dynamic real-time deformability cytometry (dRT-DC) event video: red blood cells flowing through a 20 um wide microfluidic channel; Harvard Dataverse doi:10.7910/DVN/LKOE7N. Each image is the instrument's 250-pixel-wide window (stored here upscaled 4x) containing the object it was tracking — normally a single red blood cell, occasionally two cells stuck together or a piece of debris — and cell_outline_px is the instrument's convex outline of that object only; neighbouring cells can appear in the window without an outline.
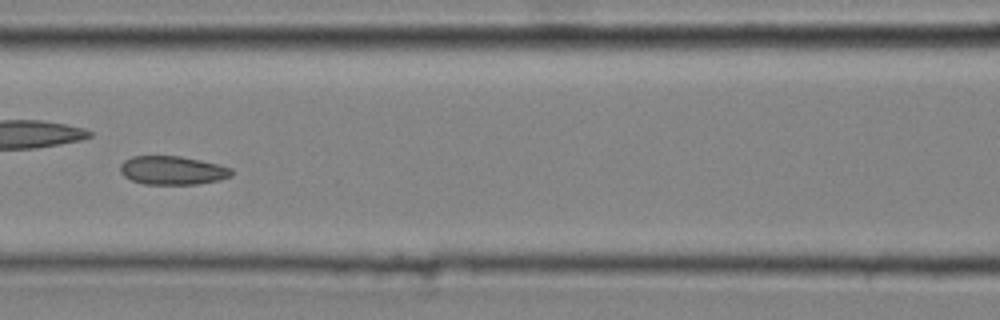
{"species": "common noctule bat (a hibernating species)", "species_latin": "Nyctalus noctula", "temperature_condition": "cold", "stored_images_in_passage": 35, "camera_frame_rate_fps": 3000, "um_per_image_px": 0.085, "animal": {"sex": "male", "body_mass_g": 20.4}, "frame": {"image": 1, "passage_image": 11, "time_ms": 3.333, "image_size_px": [1000, 320], "cell_outline_px": [[232, 176], [220, 180], [200, 184], [144, 184], [132, 180], [124, 176], [120, 172], [120, 164], [124, 160], [132, 156], [180, 156], [220, 164], [232, 168]], "centroid_in_image_um": [14.68, 14.48], "position_along_channel_um": 151.9, "area_um2": 18.73}, "authors_computed_cell_mechanics": {"area_um2": 18.6116, "velocity_mm_per_s": 4.2984, "shape_relaxation_time_tau1_ms": 7.2638, "shape_relaxation_time_tau2_ms": 1.5005, "deformation_change_tau1": 0.0964, "deformation_change_tau2": 0.0649}}